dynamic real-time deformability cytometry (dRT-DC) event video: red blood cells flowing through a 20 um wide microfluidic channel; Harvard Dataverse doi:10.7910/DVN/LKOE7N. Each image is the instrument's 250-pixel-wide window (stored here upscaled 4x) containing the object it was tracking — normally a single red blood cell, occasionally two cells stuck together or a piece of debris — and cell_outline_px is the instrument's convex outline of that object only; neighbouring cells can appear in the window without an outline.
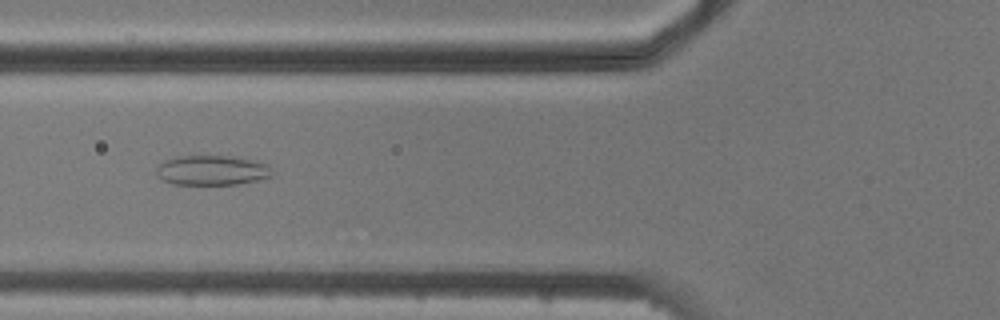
{"species": "common noctule bat (a hibernating species)", "species_latin": "Nyctalus noctula", "temperature_condition": "cold", "stored_images_in_passage": 6, "camera_frame_rate_fps": 3000, "um_per_image_px": 0.085, "animal": {"sex": "male", "body_mass_g": 20.5, "forearm_length_mm": 52.5}, "frame": {"image": 1, "passage_image": 4, "time_ms": 3.667, "image_size_px": [1000, 320], "cell_outline_px": [[272, 176], [256, 180], [236, 184], [172, 184], [164, 180], [156, 172], [156, 168], [164, 160], [176, 156], [236, 156], [260, 160], [268, 164], [272, 172]], "centroid_in_image_um": [18.06, 14.45], "position_along_channel_um": 107.7, "area_um2": 20.23}}
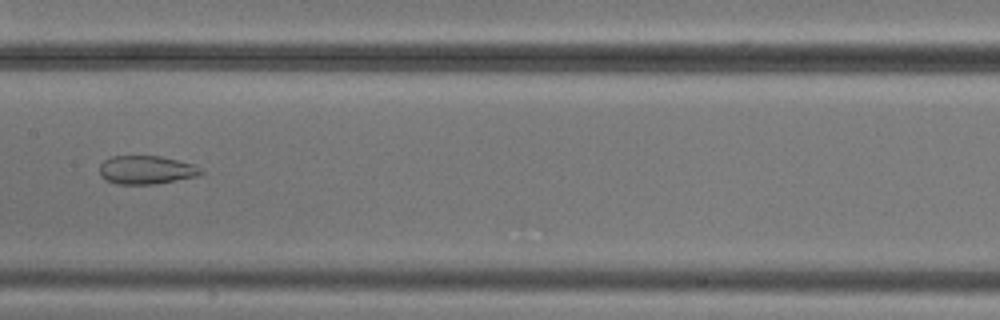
{"frame": {"image": 2, "passage_image": 6, "time_ms": 6.0, "image_size_px": [1000, 320], "cell_outline_px": [[204, 172], [196, 176], [156, 184], [120, 184], [104, 180], [100, 176], [100, 164], [104, 160], [112, 156], [160, 156], [196, 164], [204, 168]], "centroid_in_image_um": [12.46, 14.44], "position_along_channel_um": 194.9, "area_um2": 16.99}}